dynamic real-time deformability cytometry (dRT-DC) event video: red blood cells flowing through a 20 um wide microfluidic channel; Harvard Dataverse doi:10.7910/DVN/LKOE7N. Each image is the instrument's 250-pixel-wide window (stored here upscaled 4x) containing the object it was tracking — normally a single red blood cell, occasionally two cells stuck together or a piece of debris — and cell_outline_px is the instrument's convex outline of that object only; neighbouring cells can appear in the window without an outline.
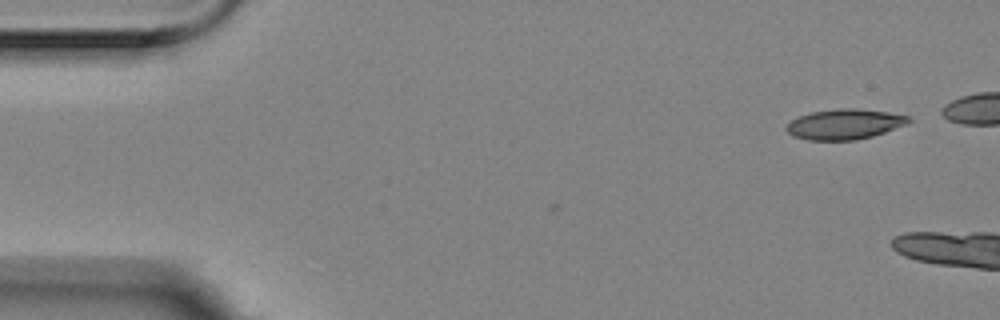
{"species": "Egyptian fruit bat (a non-hibernating species)", "species_latin": "Rousettus aegyptiacus", "temperature_condition": "room temperature", "stored_images_in_passage": 4, "camera_frame_rate_fps": 3000, "um_per_image_px": 0.085, "animal": {"sex": "female"}, "frame": {"image": 1, "passage_image": 1, "time_ms": 0.0, "image_size_px": [1000, 320], "cell_outline_px": [[912, 120], [908, 124], [872, 136], [856, 140], [808, 140], [792, 136], [784, 128], [792, 120], [800, 116], [812, 112], [840, 108], [856, 108], [888, 112], [908, 116]], "centroid_in_image_um": [71.79, 10.56], "position_along_channel_um": 13.2, "area_um2": 21.5}}